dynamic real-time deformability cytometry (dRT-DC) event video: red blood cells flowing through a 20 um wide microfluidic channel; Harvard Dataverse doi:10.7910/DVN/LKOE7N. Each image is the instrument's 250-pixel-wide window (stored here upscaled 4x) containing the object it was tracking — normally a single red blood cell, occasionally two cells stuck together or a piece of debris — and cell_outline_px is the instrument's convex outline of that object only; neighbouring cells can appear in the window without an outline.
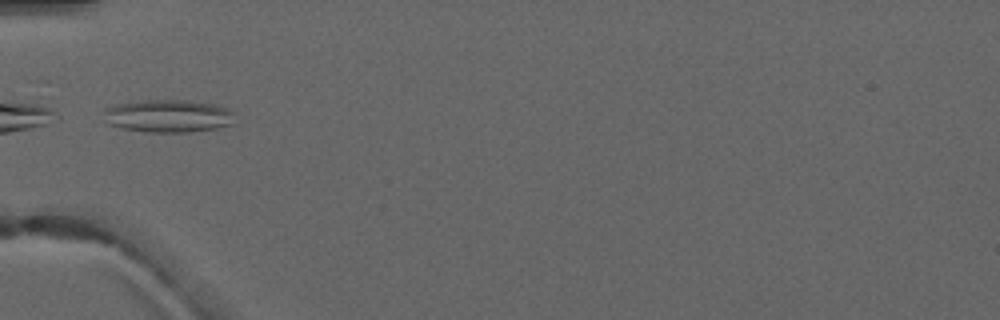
{"species": "common noctule bat (a hibernating species)", "species_latin": "Nyctalus noctula", "temperature_condition": "warm", "stored_images_in_passage": 6, "camera_frame_rate_fps": 3000, "um_per_image_px": 0.085, "animal": {"sex": "male", "forearm_length_mm": 52.5}, "frame": {"image": 1, "passage_image": 5, "time_ms": 5.0, "image_size_px": [1000, 320], "cell_outline_px": [[236, 112], [232, 124], [216, 128], [188, 132], [148, 132], [120, 128], [108, 124], [104, 108], [116, 104], [140, 100], [184, 100], [212, 104], [228, 108]], "centroid_in_image_um": [14.31, 9.86], "position_along_channel_um": 70.7, "area_um2": 25.09}}